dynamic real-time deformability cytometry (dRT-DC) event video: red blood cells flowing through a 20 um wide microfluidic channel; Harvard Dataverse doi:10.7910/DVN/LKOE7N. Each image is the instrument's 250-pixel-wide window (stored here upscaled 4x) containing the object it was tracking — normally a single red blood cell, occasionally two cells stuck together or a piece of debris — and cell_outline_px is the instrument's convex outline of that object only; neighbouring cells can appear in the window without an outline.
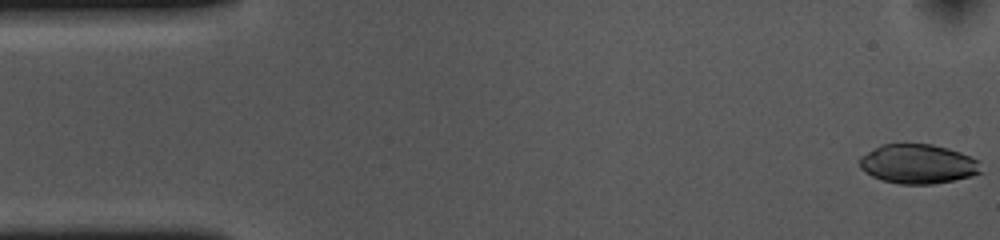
{"species": "common noctule bat (a hibernating species)", "species_latin": "Nyctalus noctula", "temperature_condition": "cold", "stored_images_in_passage": 47, "camera_frame_rate_fps": 3000, "um_per_image_px": 0.085, "animal": {"sex": "female", "body_mass_g": 10.0, "forearm_length_mm": 53.1}, "frame": {"image": 1, "passage_image": 1, "time_ms": 0.0, "image_size_px": [1000, 240], "cell_outline_px": [[980, 172], [972, 176], [932, 184], [900, 184], [880, 180], [864, 172], [860, 168], [860, 156], [880, 144], [932, 144], [948, 148], [960, 152], [980, 160]], "centroid_in_image_um": [78.01, 13.93], "position_along_channel_um": 7.0, "area_um2": 27.98}}
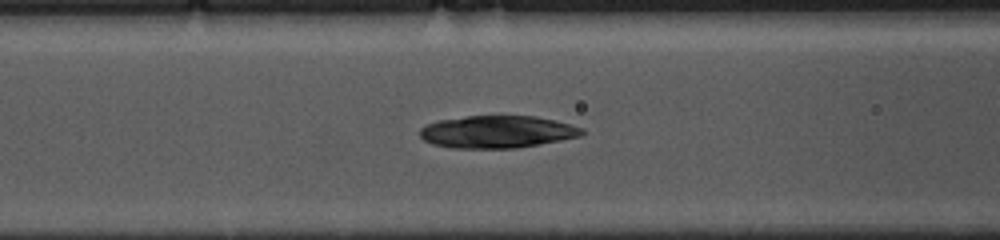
{"frame": {"image": 2, "passage_image": 20, "time_ms": 6.333, "image_size_px": [1000, 240], "cell_outline_px": [[584, 132], [580, 136], [540, 144], [516, 148], [452, 148], [432, 144], [424, 140], [420, 136], [420, 128], [428, 124], [440, 120], [468, 116], [536, 116], [584, 128]], "centroid_in_image_um": [42.24, 11.21], "position_along_channel_um": 124.4, "area_um2": 30.35}}
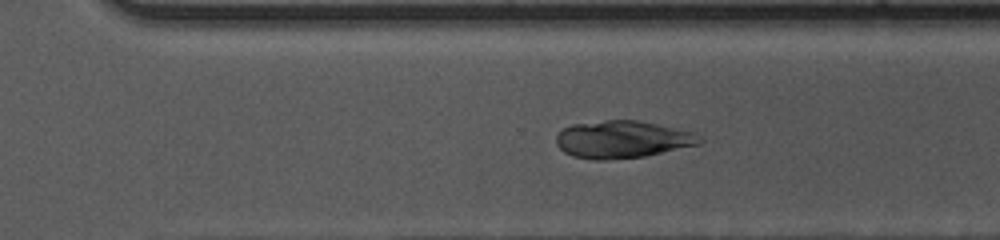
{"frame": {"image": 3, "passage_image": 36, "time_ms": 11.667, "image_size_px": [1000, 240], "cell_outline_px": [[704, 140], [700, 144], [644, 156], [604, 160], [592, 160], [572, 156], [564, 152], [556, 144], [556, 136], [564, 128], [572, 124], [604, 120], [636, 120], [696, 132]], "centroid_in_image_um": [52.9, 11.85], "position_along_channel_um": 317.7, "area_um2": 31.27}}